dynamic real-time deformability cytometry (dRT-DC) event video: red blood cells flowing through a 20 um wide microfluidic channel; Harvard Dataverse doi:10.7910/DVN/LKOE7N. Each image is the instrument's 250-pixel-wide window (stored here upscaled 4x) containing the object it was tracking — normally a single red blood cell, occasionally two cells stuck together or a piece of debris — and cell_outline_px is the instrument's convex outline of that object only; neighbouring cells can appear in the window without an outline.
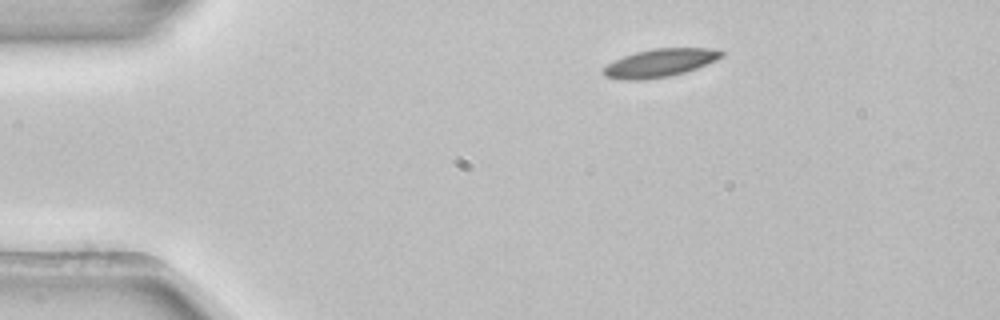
{"species": "common noctule bat (a hibernating species)", "species_latin": "Nyctalus noctula", "temperature_condition": "room temperature", "stored_images_in_passage": 3, "camera_frame_rate_fps": 3000, "um_per_image_px": 0.085, "animal": {"sex": "female", "body_mass_g": 22.7, "forearm_length_mm": 54.2}, "frame": {"image": 1, "passage_image": 1, "time_ms": 0.0, "image_size_px": [1000, 320], "cell_outline_px": [[724, 56], [716, 60], [696, 68], [684, 72], [668, 76], [640, 80], [628, 80], [604, 76], [604, 68], [608, 64], [624, 56], [636, 52], [652, 48], [712, 48], [724, 52]], "centroid_in_image_um": [56.13, 5.33], "position_along_channel_um": 28.9, "area_um2": 19.02}}
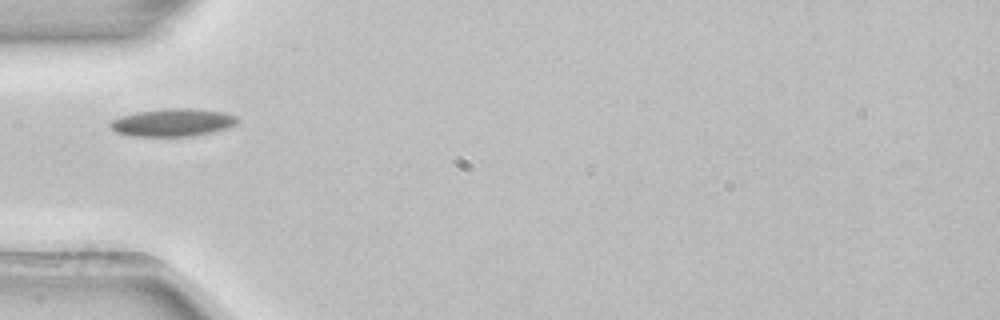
{"frame": {"image": 2, "passage_image": 3, "time_ms": 0.667, "image_size_px": [1000, 320], "cell_outline_px": [[240, 120], [236, 124], [228, 128], [216, 132], [192, 136], [132, 136], [116, 132], [108, 124], [112, 120], [120, 116], [136, 112], [168, 108], [192, 108], [224, 112], [236, 116]], "centroid_in_image_um": [14.72, 10.41], "position_along_channel_um": 70.3, "area_um2": 20.75}}